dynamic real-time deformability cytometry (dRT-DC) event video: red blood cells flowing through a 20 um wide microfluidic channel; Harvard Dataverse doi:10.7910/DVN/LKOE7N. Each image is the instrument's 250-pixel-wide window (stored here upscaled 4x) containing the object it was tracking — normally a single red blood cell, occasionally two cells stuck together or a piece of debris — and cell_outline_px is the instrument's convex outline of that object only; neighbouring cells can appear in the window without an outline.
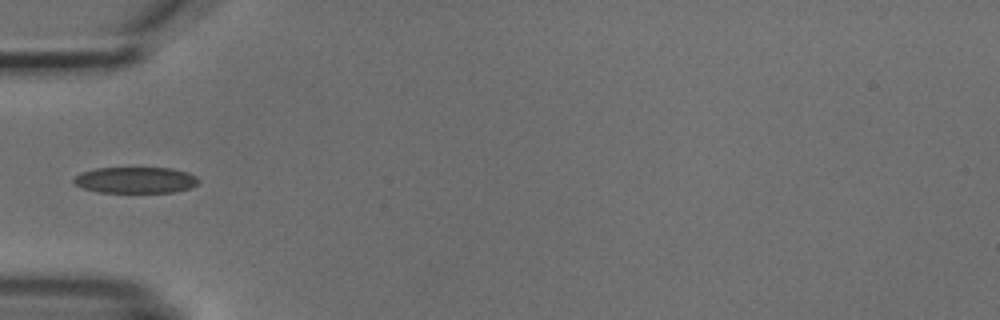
{"species": "common noctule bat (a hibernating species)", "species_latin": "Nyctalus noctula", "temperature_condition": "cold", "stored_images_in_passage": 1, "camera_frame_rate_fps": 3000, "um_per_image_px": 0.085, "animal": {"sex": "male", "body_mass_g": 18.8}, "frame": {"image": 1, "passage_image": 1, "time_ms": 0.0, "image_size_px": [1000, 320], "cell_outline_px": [[200, 180], [192, 188], [172, 192], [100, 192], [84, 188], [72, 184], [72, 180], [80, 172], [96, 168], [172, 168], [188, 172], [196, 176]], "centroid_in_image_um": [11.52, 15.3], "position_along_channel_um": 73.5, "area_um2": 19.13}}